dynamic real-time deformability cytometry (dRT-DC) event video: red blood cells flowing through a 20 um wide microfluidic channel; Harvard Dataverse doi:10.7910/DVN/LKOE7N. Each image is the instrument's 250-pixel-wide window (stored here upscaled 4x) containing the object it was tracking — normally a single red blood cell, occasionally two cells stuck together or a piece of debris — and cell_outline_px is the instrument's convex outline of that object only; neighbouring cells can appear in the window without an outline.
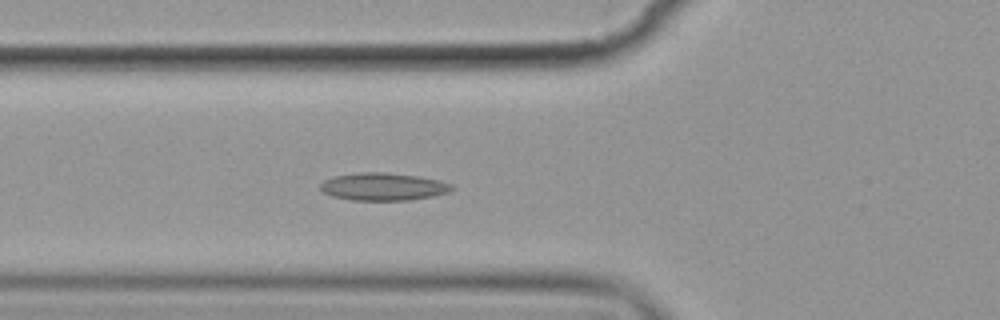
{"species": "common noctule bat (a hibernating species)", "species_latin": "Nyctalus noctula", "temperature_condition": "cold", "stored_images_in_passage": 5, "camera_frame_rate_fps": 3000, "um_per_image_px": 0.085, "animal": {"sex": "female", "body_mass_g": 19.9}, "frame": {"image": 1, "passage_image": 5, "time_ms": 5.667, "image_size_px": [1000, 320], "cell_outline_px": [[456, 188], [448, 192], [432, 196], [408, 200], [352, 200], [332, 196], [324, 192], [320, 188], [320, 184], [324, 180], [336, 176], [360, 172], [384, 172], [416, 176], [436, 180], [452, 184]], "centroid_in_image_um": [32.57, 15.87], "position_along_channel_um": 93.2, "area_um2": 20.92}}